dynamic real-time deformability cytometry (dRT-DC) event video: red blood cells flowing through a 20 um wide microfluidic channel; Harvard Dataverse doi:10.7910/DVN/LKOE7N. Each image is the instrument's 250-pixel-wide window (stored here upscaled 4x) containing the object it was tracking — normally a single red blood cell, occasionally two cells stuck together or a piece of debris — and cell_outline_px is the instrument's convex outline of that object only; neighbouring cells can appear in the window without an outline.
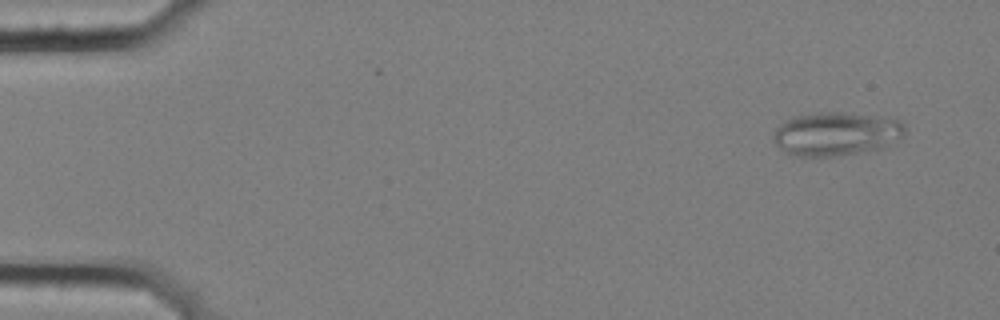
{"species": "common noctule bat (a hibernating species)", "species_latin": "Nyctalus noctula", "temperature_condition": "cold", "stored_images_in_passage": 7, "camera_frame_rate_fps": 3000, "um_per_image_px": 0.085, "animal": {"sex": "female", "body_mass_g": 25.1}, "frame": {"image": 1, "passage_image": 1, "time_ms": 0.0, "image_size_px": [1000, 320], "cell_outline_px": [[904, 136], [884, 148], [832, 156], [796, 156], [788, 152], [776, 144], [772, 140], [772, 136], [776, 128], [780, 124], [792, 116], [820, 112], [840, 112], [896, 116], [904, 124]], "centroid_in_image_um": [71.14, 11.34], "position_along_channel_um": 13.9, "area_um2": 33.87}}
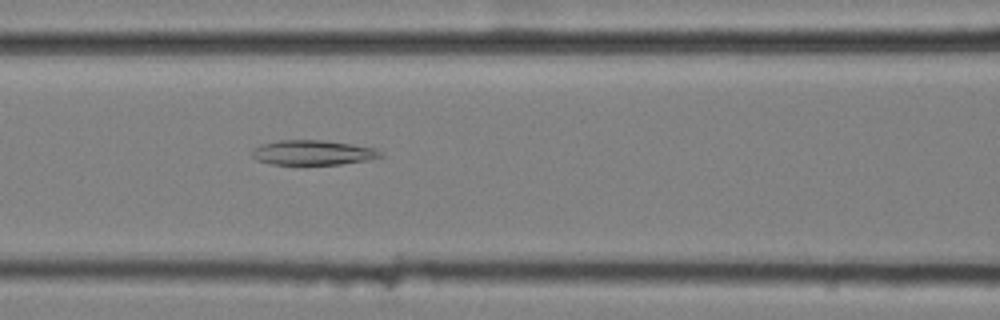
{"frame": {"image": 2, "passage_image": 7, "time_ms": 2.0, "image_size_px": [1000, 320], "cell_outline_px": [[384, 156], [368, 160], [340, 164], [272, 164], [256, 160], [252, 156], [252, 148], [260, 144], [276, 140], [320, 140], [352, 144], [376, 148], [384, 152]], "centroid_in_image_um": [26.6, 12.96], "position_along_channel_um": 140.0, "area_um2": 18.73}}